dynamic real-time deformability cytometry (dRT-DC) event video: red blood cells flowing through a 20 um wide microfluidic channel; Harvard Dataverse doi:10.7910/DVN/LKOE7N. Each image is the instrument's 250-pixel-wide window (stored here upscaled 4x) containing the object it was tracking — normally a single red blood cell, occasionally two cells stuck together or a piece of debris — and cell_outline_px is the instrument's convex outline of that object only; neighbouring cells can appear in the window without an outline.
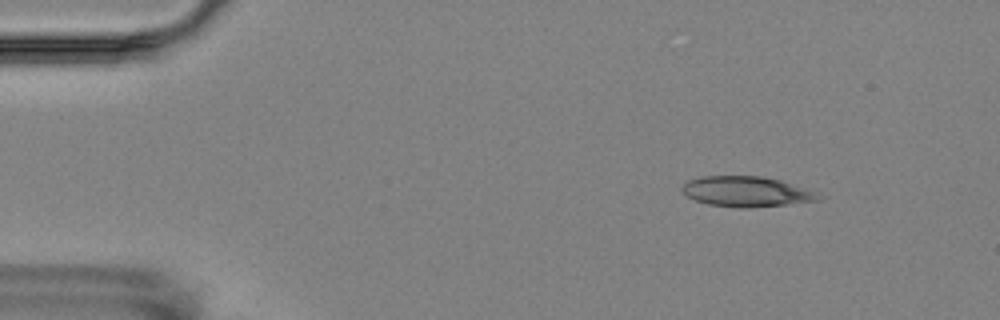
{"species": "Egyptian fruit bat (a non-hibernating species)", "species_latin": "Rousettus aegyptiacus", "temperature_condition": "room temperature", "stored_images_in_passage": 5, "camera_frame_rate_fps": 3000, "um_per_image_px": 0.085, "animal": {"sex": "female"}, "frame": {"image": 1, "passage_image": 2, "time_ms": 1.333, "image_size_px": [1000, 320], "cell_outline_px": [[824, 196], [820, 200], [748, 208], [736, 208], [708, 204], [696, 200], [688, 196], [680, 188], [688, 180], [704, 176], [760, 176], [780, 180], [816, 192]], "centroid_in_image_um": [63.44, 16.29], "position_along_channel_um": 21.6, "area_um2": 23.87}}